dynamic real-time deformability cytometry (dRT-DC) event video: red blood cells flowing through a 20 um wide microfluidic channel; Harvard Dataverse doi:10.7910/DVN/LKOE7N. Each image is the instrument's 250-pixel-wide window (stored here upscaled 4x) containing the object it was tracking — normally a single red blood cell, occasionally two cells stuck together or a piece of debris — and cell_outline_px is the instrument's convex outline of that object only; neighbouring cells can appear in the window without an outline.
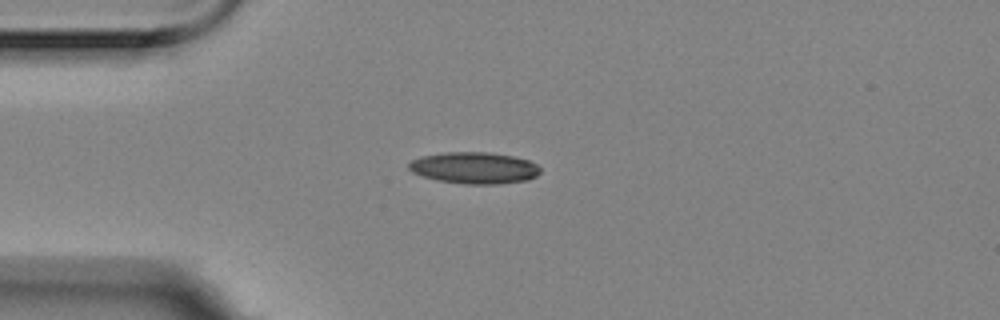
{"species": "Egyptian fruit bat (a non-hibernating species)", "species_latin": "Rousettus aegyptiacus", "temperature_condition": "room temperature", "stored_images_in_passage": 9, "camera_frame_rate_fps": 3000, "um_per_image_px": 0.085, "animal": {"sex": "female"}, "frame": {"image": 1, "passage_image": 3, "time_ms": 0.667, "image_size_px": [1000, 320], "cell_outline_px": [[540, 172], [536, 176], [528, 180], [500, 184], [464, 184], [436, 180], [412, 172], [408, 168], [408, 164], [412, 160], [420, 156], [444, 152], [488, 152], [512, 156], [528, 160], [536, 164], [540, 168]], "centroid_in_image_um": [40.31, 14.27], "position_along_channel_um": 44.7, "area_um2": 24.28}}
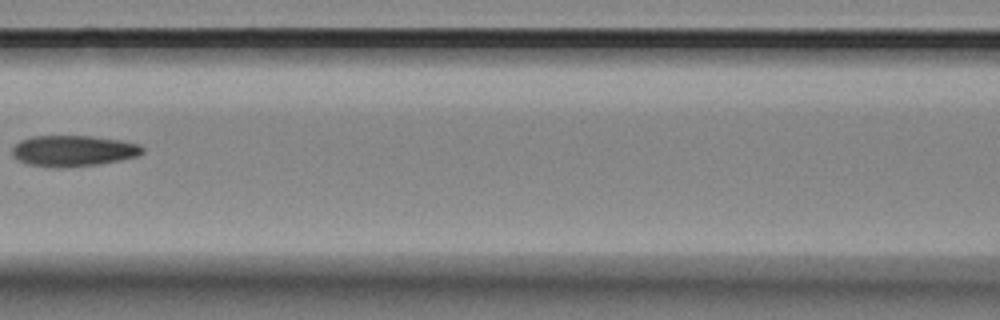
{"frame": {"image": 2, "passage_image": 6, "time_ms": 1.667, "image_size_px": [1000, 320], "cell_outline_px": [[144, 152], [136, 156], [120, 160], [100, 164], [64, 168], [56, 168], [28, 164], [12, 156], [12, 148], [20, 140], [32, 136], [88, 136], [120, 140], [140, 144], [144, 148]], "centroid_in_image_um": [6.23, 12.82], "position_along_channel_um": 160.4, "area_um2": 23.58}}
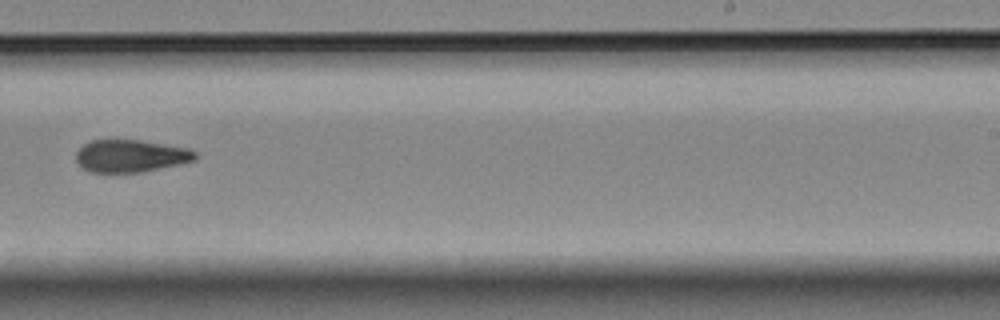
{"frame": {"image": 3, "passage_image": 9, "time_ms": 2.667, "image_size_px": [1000, 320], "cell_outline_px": [[196, 160], [180, 164], [140, 172], [88, 172], [76, 160], [76, 152], [84, 144], [92, 140], [108, 136], [112, 136], [140, 140], [192, 148], [196, 152]], "centroid_in_image_um": [11.1, 13.2], "position_along_channel_um": 277.9, "area_um2": 23.29}}